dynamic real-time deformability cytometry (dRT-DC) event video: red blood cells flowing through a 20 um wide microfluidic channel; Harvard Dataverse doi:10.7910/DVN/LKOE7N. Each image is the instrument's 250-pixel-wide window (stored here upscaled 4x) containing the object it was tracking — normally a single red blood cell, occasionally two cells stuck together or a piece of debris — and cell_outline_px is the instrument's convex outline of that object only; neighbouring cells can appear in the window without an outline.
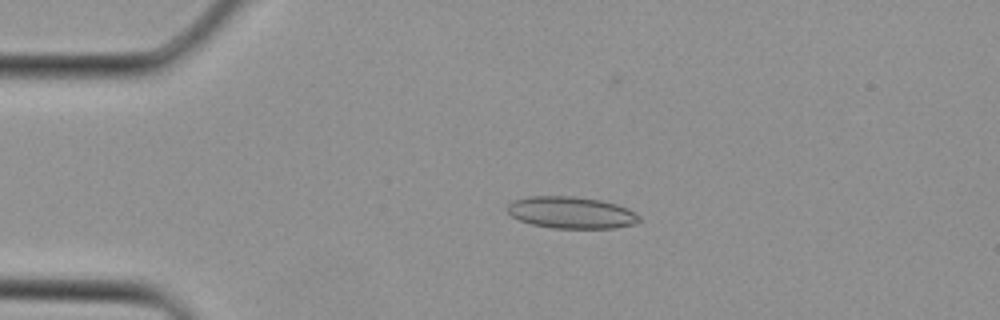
{"species": "Egyptian fruit bat (a non-hibernating species)", "species_latin": "Rousettus aegyptiacus", "temperature_condition": "cold", "stored_images_in_passage": 2, "camera_frame_rate_fps": 3000, "um_per_image_px": 0.085, "animal": {"sex": "female"}, "frame": {"image": 1, "passage_image": 1, "time_ms": 0.0, "image_size_px": [1000, 320], "cell_outline_px": [[640, 220], [636, 224], [616, 228], [552, 228], [532, 224], [520, 220], [512, 216], [508, 212], [508, 204], [512, 200], [528, 196], [572, 196], [604, 200], [628, 208], [640, 216]], "centroid_in_image_um": [48.58, 18.06], "position_along_channel_um": 36.4, "area_um2": 24.62}}